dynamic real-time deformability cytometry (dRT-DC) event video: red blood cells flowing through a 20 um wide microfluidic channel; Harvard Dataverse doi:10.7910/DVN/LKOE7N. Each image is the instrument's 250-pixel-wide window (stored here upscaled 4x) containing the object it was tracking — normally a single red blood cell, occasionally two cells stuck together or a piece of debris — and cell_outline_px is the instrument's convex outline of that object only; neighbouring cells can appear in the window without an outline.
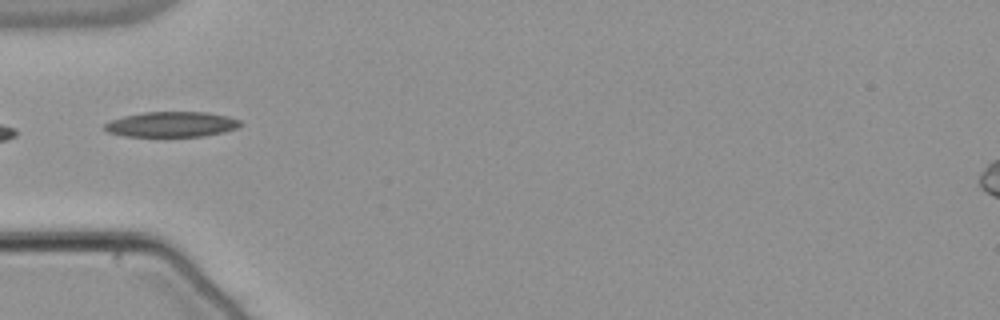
{"species": "common noctule bat (a hibernating species)", "species_latin": "Nyctalus noctula", "temperature_condition": "warm", "stored_images_in_passage": 24, "camera_frame_rate_fps": 3000, "um_per_image_px": 0.085, "animal": {"sex": "male", "body_mass_g": 21.5, "forearm_length_mm": 52.0}, "frame": {"image": 1, "passage_image": 1, "time_ms": 0.0, "image_size_px": [1000, 320], "cell_outline_px": [[240, 124], [236, 128], [204, 136], [124, 136], [108, 132], [104, 128], [104, 124], [112, 120], [124, 116], [144, 112], [208, 112], [228, 116], [240, 120]], "centroid_in_image_um": [14.57, 10.56], "position_along_channel_um": 70.4, "area_um2": 19.77}}